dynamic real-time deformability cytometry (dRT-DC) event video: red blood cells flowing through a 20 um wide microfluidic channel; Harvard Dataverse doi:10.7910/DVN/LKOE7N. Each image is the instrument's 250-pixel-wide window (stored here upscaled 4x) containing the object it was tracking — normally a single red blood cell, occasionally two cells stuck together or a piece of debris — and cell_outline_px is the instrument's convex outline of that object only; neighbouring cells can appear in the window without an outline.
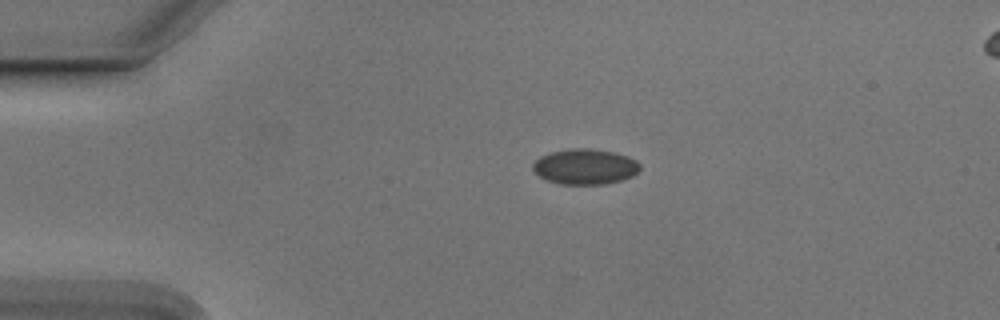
{"species": "Egyptian fruit bat (a non-hibernating species)", "species_latin": "Rousettus aegyptiacus", "temperature_condition": "cold", "stored_images_in_passage": 44, "camera_frame_rate_fps": 3000, "um_per_image_px": 0.085, "animal": {"sex": "male"}, "frame": {"image": 1, "passage_image": 1, "time_ms": 0.0, "image_size_px": [1000, 320], "cell_outline_px": [[640, 168], [632, 176], [620, 180], [604, 184], [560, 184], [548, 180], [540, 176], [532, 168], [532, 164], [540, 156], [548, 152], [568, 148], [588, 148], [616, 152], [628, 156], [636, 160], [640, 164]], "centroid_in_image_um": [49.72, 14.14], "position_along_channel_um": 35.3, "area_um2": 22.2}}
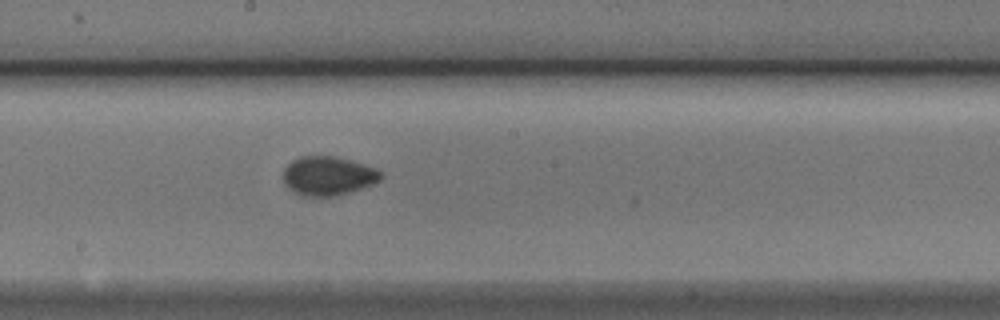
{"frame": {"image": 2, "passage_image": 19, "time_ms": 6.0, "image_size_px": [1000, 320], "cell_outline_px": [[384, 176], [380, 180], [372, 184], [348, 192], [332, 196], [300, 196], [288, 188], [284, 184], [284, 168], [292, 160], [300, 156], [336, 156], [372, 168], [380, 172]], "centroid_in_image_um": [27.83, 14.95], "position_along_channel_um": 220.4, "area_um2": 21.85}}
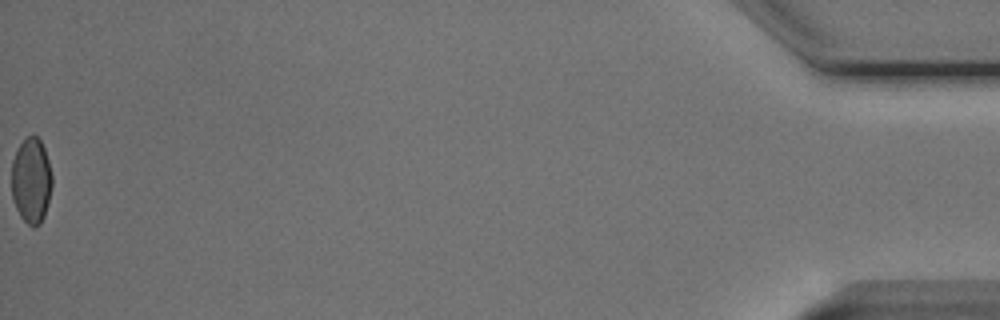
{"frame": {"image": 3, "passage_image": 44, "time_ms": 14.333, "image_size_px": [1000, 320], "cell_outline_px": [[52, 184], [44, 216], [40, 224], [32, 228], [20, 216], [16, 208], [12, 196], [12, 160], [20, 144], [28, 136], [36, 136], [40, 140], [44, 148], [48, 160], [52, 176]], "centroid_in_image_um": [2.66, 15.36], "position_along_channel_um": 432.5, "area_um2": 20.0}, "authors_computed_cell_mechanics": {"area_um2": 21.2415, "velocity_mm_per_s": 3.7758, "shape_relaxation_time_tau1_ms": 6.9089, "shape_relaxation_time_tau2_ms": null, "deformation_change_tau1": 0.1021, "deformation_change_tau2": null}}